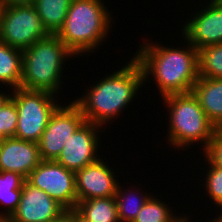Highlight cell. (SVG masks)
I'll return each instance as SVG.
<instances>
[{
  "label": "cell",
  "instance_id": "cell-7",
  "mask_svg": "<svg viewBox=\"0 0 222 222\" xmlns=\"http://www.w3.org/2000/svg\"><path fill=\"white\" fill-rule=\"evenodd\" d=\"M49 35L33 4L0 9V40L10 47L23 51Z\"/></svg>",
  "mask_w": 222,
  "mask_h": 222
},
{
  "label": "cell",
  "instance_id": "cell-28",
  "mask_svg": "<svg viewBox=\"0 0 222 222\" xmlns=\"http://www.w3.org/2000/svg\"><path fill=\"white\" fill-rule=\"evenodd\" d=\"M3 90L4 92L2 93ZM3 90H0V108L11 98L10 93H12L11 89L10 91L6 90L5 88Z\"/></svg>",
  "mask_w": 222,
  "mask_h": 222
},
{
  "label": "cell",
  "instance_id": "cell-17",
  "mask_svg": "<svg viewBox=\"0 0 222 222\" xmlns=\"http://www.w3.org/2000/svg\"><path fill=\"white\" fill-rule=\"evenodd\" d=\"M23 51L10 47L0 40V86L8 90L20 87L22 79ZM2 84V85H1ZM10 88V89H9Z\"/></svg>",
  "mask_w": 222,
  "mask_h": 222
},
{
  "label": "cell",
  "instance_id": "cell-3",
  "mask_svg": "<svg viewBox=\"0 0 222 222\" xmlns=\"http://www.w3.org/2000/svg\"><path fill=\"white\" fill-rule=\"evenodd\" d=\"M106 4L104 0H72L56 36L76 57H90L89 53L99 51V46L107 42L115 17Z\"/></svg>",
  "mask_w": 222,
  "mask_h": 222
},
{
  "label": "cell",
  "instance_id": "cell-16",
  "mask_svg": "<svg viewBox=\"0 0 222 222\" xmlns=\"http://www.w3.org/2000/svg\"><path fill=\"white\" fill-rule=\"evenodd\" d=\"M25 181L17 172L0 171V221H7L17 209Z\"/></svg>",
  "mask_w": 222,
  "mask_h": 222
},
{
  "label": "cell",
  "instance_id": "cell-21",
  "mask_svg": "<svg viewBox=\"0 0 222 222\" xmlns=\"http://www.w3.org/2000/svg\"><path fill=\"white\" fill-rule=\"evenodd\" d=\"M159 198L151 195L132 222H178L184 216L183 213L176 214L174 207Z\"/></svg>",
  "mask_w": 222,
  "mask_h": 222
},
{
  "label": "cell",
  "instance_id": "cell-20",
  "mask_svg": "<svg viewBox=\"0 0 222 222\" xmlns=\"http://www.w3.org/2000/svg\"><path fill=\"white\" fill-rule=\"evenodd\" d=\"M71 2L72 0H35L33 5L50 35H56L62 28Z\"/></svg>",
  "mask_w": 222,
  "mask_h": 222
},
{
  "label": "cell",
  "instance_id": "cell-15",
  "mask_svg": "<svg viewBox=\"0 0 222 222\" xmlns=\"http://www.w3.org/2000/svg\"><path fill=\"white\" fill-rule=\"evenodd\" d=\"M192 93L209 121L218 129L222 125V78L199 77Z\"/></svg>",
  "mask_w": 222,
  "mask_h": 222
},
{
  "label": "cell",
  "instance_id": "cell-19",
  "mask_svg": "<svg viewBox=\"0 0 222 222\" xmlns=\"http://www.w3.org/2000/svg\"><path fill=\"white\" fill-rule=\"evenodd\" d=\"M75 212L88 222H120L115 197L79 201Z\"/></svg>",
  "mask_w": 222,
  "mask_h": 222
},
{
  "label": "cell",
  "instance_id": "cell-4",
  "mask_svg": "<svg viewBox=\"0 0 222 222\" xmlns=\"http://www.w3.org/2000/svg\"><path fill=\"white\" fill-rule=\"evenodd\" d=\"M74 53L56 36L49 35L23 50L20 87L44 90L58 95L62 90L63 66Z\"/></svg>",
  "mask_w": 222,
  "mask_h": 222
},
{
  "label": "cell",
  "instance_id": "cell-27",
  "mask_svg": "<svg viewBox=\"0 0 222 222\" xmlns=\"http://www.w3.org/2000/svg\"><path fill=\"white\" fill-rule=\"evenodd\" d=\"M35 0H2V7L34 4Z\"/></svg>",
  "mask_w": 222,
  "mask_h": 222
},
{
  "label": "cell",
  "instance_id": "cell-32",
  "mask_svg": "<svg viewBox=\"0 0 222 222\" xmlns=\"http://www.w3.org/2000/svg\"><path fill=\"white\" fill-rule=\"evenodd\" d=\"M2 8V0H0V9Z\"/></svg>",
  "mask_w": 222,
  "mask_h": 222
},
{
  "label": "cell",
  "instance_id": "cell-9",
  "mask_svg": "<svg viewBox=\"0 0 222 222\" xmlns=\"http://www.w3.org/2000/svg\"><path fill=\"white\" fill-rule=\"evenodd\" d=\"M86 121L78 105L72 100L61 103L52 113L38 142L42 160H56L72 134Z\"/></svg>",
  "mask_w": 222,
  "mask_h": 222
},
{
  "label": "cell",
  "instance_id": "cell-31",
  "mask_svg": "<svg viewBox=\"0 0 222 222\" xmlns=\"http://www.w3.org/2000/svg\"><path fill=\"white\" fill-rule=\"evenodd\" d=\"M217 131L222 135V125L217 129Z\"/></svg>",
  "mask_w": 222,
  "mask_h": 222
},
{
  "label": "cell",
  "instance_id": "cell-11",
  "mask_svg": "<svg viewBox=\"0 0 222 222\" xmlns=\"http://www.w3.org/2000/svg\"><path fill=\"white\" fill-rule=\"evenodd\" d=\"M194 11L181 27L183 38L197 50L222 43V0H209Z\"/></svg>",
  "mask_w": 222,
  "mask_h": 222
},
{
  "label": "cell",
  "instance_id": "cell-22",
  "mask_svg": "<svg viewBox=\"0 0 222 222\" xmlns=\"http://www.w3.org/2000/svg\"><path fill=\"white\" fill-rule=\"evenodd\" d=\"M199 77L222 78V43L198 50Z\"/></svg>",
  "mask_w": 222,
  "mask_h": 222
},
{
  "label": "cell",
  "instance_id": "cell-26",
  "mask_svg": "<svg viewBox=\"0 0 222 222\" xmlns=\"http://www.w3.org/2000/svg\"><path fill=\"white\" fill-rule=\"evenodd\" d=\"M49 222H78L75 210H66L59 217Z\"/></svg>",
  "mask_w": 222,
  "mask_h": 222
},
{
  "label": "cell",
  "instance_id": "cell-6",
  "mask_svg": "<svg viewBox=\"0 0 222 222\" xmlns=\"http://www.w3.org/2000/svg\"><path fill=\"white\" fill-rule=\"evenodd\" d=\"M57 96L44 90L13 89L11 99L18 111L15 138L38 143L52 113L61 104Z\"/></svg>",
  "mask_w": 222,
  "mask_h": 222
},
{
  "label": "cell",
  "instance_id": "cell-5",
  "mask_svg": "<svg viewBox=\"0 0 222 222\" xmlns=\"http://www.w3.org/2000/svg\"><path fill=\"white\" fill-rule=\"evenodd\" d=\"M168 117L167 143L180 151L191 148L196 143L202 150L217 131L201 108L196 96L191 92L172 94L161 98ZM200 143V144H199ZM185 148V149H184Z\"/></svg>",
  "mask_w": 222,
  "mask_h": 222
},
{
  "label": "cell",
  "instance_id": "cell-25",
  "mask_svg": "<svg viewBox=\"0 0 222 222\" xmlns=\"http://www.w3.org/2000/svg\"><path fill=\"white\" fill-rule=\"evenodd\" d=\"M200 151H203L202 156L205 158L206 166L214 165L222 168V135L218 131L214 133L206 147Z\"/></svg>",
  "mask_w": 222,
  "mask_h": 222
},
{
  "label": "cell",
  "instance_id": "cell-14",
  "mask_svg": "<svg viewBox=\"0 0 222 222\" xmlns=\"http://www.w3.org/2000/svg\"><path fill=\"white\" fill-rule=\"evenodd\" d=\"M42 161L38 143L15 137L0 141V171L17 172L25 178Z\"/></svg>",
  "mask_w": 222,
  "mask_h": 222
},
{
  "label": "cell",
  "instance_id": "cell-18",
  "mask_svg": "<svg viewBox=\"0 0 222 222\" xmlns=\"http://www.w3.org/2000/svg\"><path fill=\"white\" fill-rule=\"evenodd\" d=\"M124 186L119 182L114 196L117 203L118 218L120 222H132L152 194L144 192L138 184L136 186L135 184L130 185L131 188L125 187L126 189Z\"/></svg>",
  "mask_w": 222,
  "mask_h": 222
},
{
  "label": "cell",
  "instance_id": "cell-12",
  "mask_svg": "<svg viewBox=\"0 0 222 222\" xmlns=\"http://www.w3.org/2000/svg\"><path fill=\"white\" fill-rule=\"evenodd\" d=\"M104 160L101 157L75 172L78 202L115 196L120 180H117L119 177L115 175V169Z\"/></svg>",
  "mask_w": 222,
  "mask_h": 222
},
{
  "label": "cell",
  "instance_id": "cell-13",
  "mask_svg": "<svg viewBox=\"0 0 222 222\" xmlns=\"http://www.w3.org/2000/svg\"><path fill=\"white\" fill-rule=\"evenodd\" d=\"M65 211L46 192L25 181L19 205L7 222H49Z\"/></svg>",
  "mask_w": 222,
  "mask_h": 222
},
{
  "label": "cell",
  "instance_id": "cell-29",
  "mask_svg": "<svg viewBox=\"0 0 222 222\" xmlns=\"http://www.w3.org/2000/svg\"><path fill=\"white\" fill-rule=\"evenodd\" d=\"M188 213L187 214H184V216L179 220V222H193L192 220H191V216L190 215H188ZM215 218H213V219H210V221H208V222H222V216H219V215H215L214 216Z\"/></svg>",
  "mask_w": 222,
  "mask_h": 222
},
{
  "label": "cell",
  "instance_id": "cell-30",
  "mask_svg": "<svg viewBox=\"0 0 222 222\" xmlns=\"http://www.w3.org/2000/svg\"><path fill=\"white\" fill-rule=\"evenodd\" d=\"M77 220L78 222H88L86 220H83L78 214H77Z\"/></svg>",
  "mask_w": 222,
  "mask_h": 222
},
{
  "label": "cell",
  "instance_id": "cell-24",
  "mask_svg": "<svg viewBox=\"0 0 222 222\" xmlns=\"http://www.w3.org/2000/svg\"><path fill=\"white\" fill-rule=\"evenodd\" d=\"M18 111L15 102L10 98L0 108V139L15 137Z\"/></svg>",
  "mask_w": 222,
  "mask_h": 222
},
{
  "label": "cell",
  "instance_id": "cell-2",
  "mask_svg": "<svg viewBox=\"0 0 222 222\" xmlns=\"http://www.w3.org/2000/svg\"><path fill=\"white\" fill-rule=\"evenodd\" d=\"M118 68L109 75L102 76L99 81L96 80L94 85L90 84V88L82 91L86 93H81L80 98H73L86 121L104 129L116 117H120L121 113H125V109L132 105L133 99L145 86L142 67L133 56L125 66L123 64Z\"/></svg>",
  "mask_w": 222,
  "mask_h": 222
},
{
  "label": "cell",
  "instance_id": "cell-1",
  "mask_svg": "<svg viewBox=\"0 0 222 222\" xmlns=\"http://www.w3.org/2000/svg\"><path fill=\"white\" fill-rule=\"evenodd\" d=\"M182 40L184 48H176L148 38L133 55L142 67L144 84L153 79L160 98L191 92L199 78L198 50Z\"/></svg>",
  "mask_w": 222,
  "mask_h": 222
},
{
  "label": "cell",
  "instance_id": "cell-23",
  "mask_svg": "<svg viewBox=\"0 0 222 222\" xmlns=\"http://www.w3.org/2000/svg\"><path fill=\"white\" fill-rule=\"evenodd\" d=\"M207 168V169H205ZM203 170H206L203 172V179L205 178V183L201 184L205 189L204 195L209 197V200L211 203L215 205L214 209L216 207H219L220 214L216 215L222 216V168H219L214 165H208L207 167H203ZM212 199V200H211Z\"/></svg>",
  "mask_w": 222,
  "mask_h": 222
},
{
  "label": "cell",
  "instance_id": "cell-10",
  "mask_svg": "<svg viewBox=\"0 0 222 222\" xmlns=\"http://www.w3.org/2000/svg\"><path fill=\"white\" fill-rule=\"evenodd\" d=\"M103 127L85 121L77 131L66 140L61 154L55 160L66 169L76 172L103 157L99 150Z\"/></svg>",
  "mask_w": 222,
  "mask_h": 222
},
{
  "label": "cell",
  "instance_id": "cell-8",
  "mask_svg": "<svg viewBox=\"0 0 222 222\" xmlns=\"http://www.w3.org/2000/svg\"><path fill=\"white\" fill-rule=\"evenodd\" d=\"M26 181L46 192L66 210H75L78 202L75 172L55 160H42Z\"/></svg>",
  "mask_w": 222,
  "mask_h": 222
}]
</instances>
